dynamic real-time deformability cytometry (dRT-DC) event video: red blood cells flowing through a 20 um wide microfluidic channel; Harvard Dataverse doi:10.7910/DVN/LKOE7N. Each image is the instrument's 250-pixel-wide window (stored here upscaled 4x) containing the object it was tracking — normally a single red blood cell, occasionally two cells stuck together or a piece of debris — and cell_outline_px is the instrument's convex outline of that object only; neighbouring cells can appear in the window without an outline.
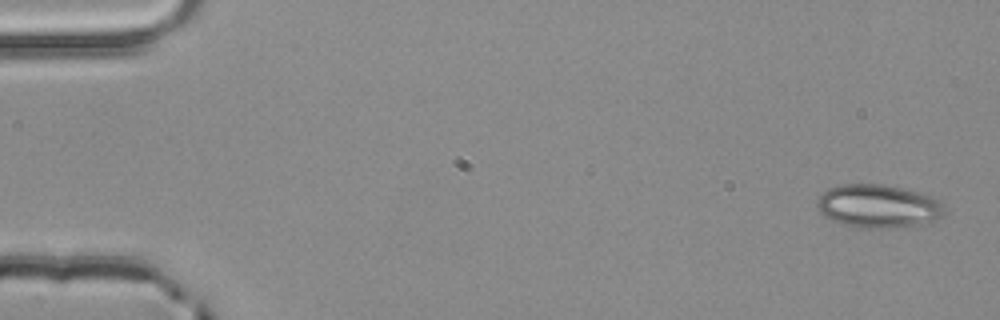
{"species": "common noctule bat (a hibernating species)", "species_latin": "Nyctalus noctula", "temperature_condition": "room temperature", "stored_images_in_passage": 4, "camera_frame_rate_fps": 3000, "um_per_image_px": 0.085, "animal": {"sex": "male", "body_mass_g": 20.4}, "frame": {"image": 1, "passage_image": 1, "time_ms": 0.0, "image_size_px": [1000, 320], "cell_outline_px": [[944, 212], [936, 220], [924, 224], [896, 228], [868, 228], [848, 224], [832, 220], [824, 216], [820, 212], [816, 204], [816, 200], [828, 188], [840, 184], [884, 184], [904, 188], [932, 196], [944, 204]], "centroid_in_image_um": [74.67, 17.51], "position_along_channel_um": 10.3, "area_um2": 32.19}}